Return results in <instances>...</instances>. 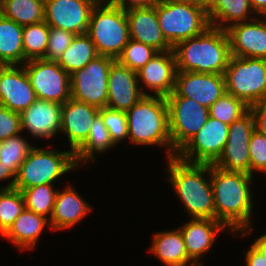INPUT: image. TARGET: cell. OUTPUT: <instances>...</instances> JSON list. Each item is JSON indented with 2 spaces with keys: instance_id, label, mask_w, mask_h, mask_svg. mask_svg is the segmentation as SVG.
<instances>
[{
  "instance_id": "obj_4",
  "label": "cell",
  "mask_w": 266,
  "mask_h": 266,
  "mask_svg": "<svg viewBox=\"0 0 266 266\" xmlns=\"http://www.w3.org/2000/svg\"><path fill=\"white\" fill-rule=\"evenodd\" d=\"M126 116L128 138L131 143L163 146L168 158L176 156L170 139L166 97L144 95L126 111Z\"/></svg>"
},
{
  "instance_id": "obj_26",
  "label": "cell",
  "mask_w": 266,
  "mask_h": 266,
  "mask_svg": "<svg viewBox=\"0 0 266 266\" xmlns=\"http://www.w3.org/2000/svg\"><path fill=\"white\" fill-rule=\"evenodd\" d=\"M46 226L50 228L48 218L25 208L2 236L21 250H30L34 249Z\"/></svg>"
},
{
  "instance_id": "obj_3",
  "label": "cell",
  "mask_w": 266,
  "mask_h": 266,
  "mask_svg": "<svg viewBox=\"0 0 266 266\" xmlns=\"http://www.w3.org/2000/svg\"><path fill=\"white\" fill-rule=\"evenodd\" d=\"M173 51L176 69L182 72L224 75L231 57L226 30L213 26L200 35L178 42Z\"/></svg>"
},
{
  "instance_id": "obj_41",
  "label": "cell",
  "mask_w": 266,
  "mask_h": 266,
  "mask_svg": "<svg viewBox=\"0 0 266 266\" xmlns=\"http://www.w3.org/2000/svg\"><path fill=\"white\" fill-rule=\"evenodd\" d=\"M22 132L21 115L0 105V142Z\"/></svg>"
},
{
  "instance_id": "obj_5",
  "label": "cell",
  "mask_w": 266,
  "mask_h": 266,
  "mask_svg": "<svg viewBox=\"0 0 266 266\" xmlns=\"http://www.w3.org/2000/svg\"><path fill=\"white\" fill-rule=\"evenodd\" d=\"M86 34L99 55L116 60L130 40L126 11L108 0H99L92 9Z\"/></svg>"
},
{
  "instance_id": "obj_17",
  "label": "cell",
  "mask_w": 266,
  "mask_h": 266,
  "mask_svg": "<svg viewBox=\"0 0 266 266\" xmlns=\"http://www.w3.org/2000/svg\"><path fill=\"white\" fill-rule=\"evenodd\" d=\"M37 99L23 65L0 67V105L22 113Z\"/></svg>"
},
{
  "instance_id": "obj_20",
  "label": "cell",
  "mask_w": 266,
  "mask_h": 266,
  "mask_svg": "<svg viewBox=\"0 0 266 266\" xmlns=\"http://www.w3.org/2000/svg\"><path fill=\"white\" fill-rule=\"evenodd\" d=\"M176 59L174 51L158 52L137 71V78L154 96L168 97L175 89Z\"/></svg>"
},
{
  "instance_id": "obj_7",
  "label": "cell",
  "mask_w": 266,
  "mask_h": 266,
  "mask_svg": "<svg viewBox=\"0 0 266 266\" xmlns=\"http://www.w3.org/2000/svg\"><path fill=\"white\" fill-rule=\"evenodd\" d=\"M156 14L162 33L172 47L200 35L210 26L208 12L199 4L157 1Z\"/></svg>"
},
{
  "instance_id": "obj_35",
  "label": "cell",
  "mask_w": 266,
  "mask_h": 266,
  "mask_svg": "<svg viewBox=\"0 0 266 266\" xmlns=\"http://www.w3.org/2000/svg\"><path fill=\"white\" fill-rule=\"evenodd\" d=\"M25 209L21 191L0 189V235L2 236Z\"/></svg>"
},
{
  "instance_id": "obj_31",
  "label": "cell",
  "mask_w": 266,
  "mask_h": 266,
  "mask_svg": "<svg viewBox=\"0 0 266 266\" xmlns=\"http://www.w3.org/2000/svg\"><path fill=\"white\" fill-rule=\"evenodd\" d=\"M98 55L94 43L87 34L76 35L57 62L71 75L73 72L84 68Z\"/></svg>"
},
{
  "instance_id": "obj_9",
  "label": "cell",
  "mask_w": 266,
  "mask_h": 266,
  "mask_svg": "<svg viewBox=\"0 0 266 266\" xmlns=\"http://www.w3.org/2000/svg\"><path fill=\"white\" fill-rule=\"evenodd\" d=\"M114 58L98 55L84 68L70 75L71 98L104 108L108 102V75Z\"/></svg>"
},
{
  "instance_id": "obj_49",
  "label": "cell",
  "mask_w": 266,
  "mask_h": 266,
  "mask_svg": "<svg viewBox=\"0 0 266 266\" xmlns=\"http://www.w3.org/2000/svg\"><path fill=\"white\" fill-rule=\"evenodd\" d=\"M162 3L198 4V0H158Z\"/></svg>"
},
{
  "instance_id": "obj_2",
  "label": "cell",
  "mask_w": 266,
  "mask_h": 266,
  "mask_svg": "<svg viewBox=\"0 0 266 266\" xmlns=\"http://www.w3.org/2000/svg\"><path fill=\"white\" fill-rule=\"evenodd\" d=\"M167 160L169 176L167 179L191 219L211 218L215 220L211 164L189 163L177 156L167 158ZM206 174L210 177L206 178Z\"/></svg>"
},
{
  "instance_id": "obj_42",
  "label": "cell",
  "mask_w": 266,
  "mask_h": 266,
  "mask_svg": "<svg viewBox=\"0 0 266 266\" xmlns=\"http://www.w3.org/2000/svg\"><path fill=\"white\" fill-rule=\"evenodd\" d=\"M255 122V130L266 137V98L249 107Z\"/></svg>"
},
{
  "instance_id": "obj_11",
  "label": "cell",
  "mask_w": 266,
  "mask_h": 266,
  "mask_svg": "<svg viewBox=\"0 0 266 266\" xmlns=\"http://www.w3.org/2000/svg\"><path fill=\"white\" fill-rule=\"evenodd\" d=\"M23 66L37 99L64 104L71 98L70 75L57 61L34 59Z\"/></svg>"
},
{
  "instance_id": "obj_32",
  "label": "cell",
  "mask_w": 266,
  "mask_h": 266,
  "mask_svg": "<svg viewBox=\"0 0 266 266\" xmlns=\"http://www.w3.org/2000/svg\"><path fill=\"white\" fill-rule=\"evenodd\" d=\"M49 32L50 26L45 21L23 26L24 63L45 57Z\"/></svg>"
},
{
  "instance_id": "obj_29",
  "label": "cell",
  "mask_w": 266,
  "mask_h": 266,
  "mask_svg": "<svg viewBox=\"0 0 266 266\" xmlns=\"http://www.w3.org/2000/svg\"><path fill=\"white\" fill-rule=\"evenodd\" d=\"M113 146L116 145L111 140L109 131L104 125L102 117L98 115L92 122L89 135L85 142L74 152L77 167L82 163L87 164L92 160L95 161V152L101 154Z\"/></svg>"
},
{
  "instance_id": "obj_46",
  "label": "cell",
  "mask_w": 266,
  "mask_h": 266,
  "mask_svg": "<svg viewBox=\"0 0 266 266\" xmlns=\"http://www.w3.org/2000/svg\"><path fill=\"white\" fill-rule=\"evenodd\" d=\"M252 10L254 11V15L258 14V16H266V0H249Z\"/></svg>"
},
{
  "instance_id": "obj_36",
  "label": "cell",
  "mask_w": 266,
  "mask_h": 266,
  "mask_svg": "<svg viewBox=\"0 0 266 266\" xmlns=\"http://www.w3.org/2000/svg\"><path fill=\"white\" fill-rule=\"evenodd\" d=\"M249 107L232 94L225 92L209 107V116L227 125L243 116Z\"/></svg>"
},
{
  "instance_id": "obj_48",
  "label": "cell",
  "mask_w": 266,
  "mask_h": 266,
  "mask_svg": "<svg viewBox=\"0 0 266 266\" xmlns=\"http://www.w3.org/2000/svg\"><path fill=\"white\" fill-rule=\"evenodd\" d=\"M217 0H198L200 7L204 8L207 12L215 5Z\"/></svg>"
},
{
  "instance_id": "obj_40",
  "label": "cell",
  "mask_w": 266,
  "mask_h": 266,
  "mask_svg": "<svg viewBox=\"0 0 266 266\" xmlns=\"http://www.w3.org/2000/svg\"><path fill=\"white\" fill-rule=\"evenodd\" d=\"M250 175L253 173H266V137L257 130L252 132L249 143Z\"/></svg>"
},
{
  "instance_id": "obj_34",
  "label": "cell",
  "mask_w": 266,
  "mask_h": 266,
  "mask_svg": "<svg viewBox=\"0 0 266 266\" xmlns=\"http://www.w3.org/2000/svg\"><path fill=\"white\" fill-rule=\"evenodd\" d=\"M34 145L20 135L11 136L0 142V163L15 176Z\"/></svg>"
},
{
  "instance_id": "obj_19",
  "label": "cell",
  "mask_w": 266,
  "mask_h": 266,
  "mask_svg": "<svg viewBox=\"0 0 266 266\" xmlns=\"http://www.w3.org/2000/svg\"><path fill=\"white\" fill-rule=\"evenodd\" d=\"M99 110L73 98L62 104L60 133L67 136L73 153L85 142L92 122L99 115Z\"/></svg>"
},
{
  "instance_id": "obj_47",
  "label": "cell",
  "mask_w": 266,
  "mask_h": 266,
  "mask_svg": "<svg viewBox=\"0 0 266 266\" xmlns=\"http://www.w3.org/2000/svg\"><path fill=\"white\" fill-rule=\"evenodd\" d=\"M259 253L266 259V234L261 235L252 244Z\"/></svg>"
},
{
  "instance_id": "obj_16",
  "label": "cell",
  "mask_w": 266,
  "mask_h": 266,
  "mask_svg": "<svg viewBox=\"0 0 266 266\" xmlns=\"http://www.w3.org/2000/svg\"><path fill=\"white\" fill-rule=\"evenodd\" d=\"M228 26L231 55L266 59V16Z\"/></svg>"
},
{
  "instance_id": "obj_15",
  "label": "cell",
  "mask_w": 266,
  "mask_h": 266,
  "mask_svg": "<svg viewBox=\"0 0 266 266\" xmlns=\"http://www.w3.org/2000/svg\"><path fill=\"white\" fill-rule=\"evenodd\" d=\"M225 92L222 74L177 71L175 89L169 96L187 97L209 108Z\"/></svg>"
},
{
  "instance_id": "obj_23",
  "label": "cell",
  "mask_w": 266,
  "mask_h": 266,
  "mask_svg": "<svg viewBox=\"0 0 266 266\" xmlns=\"http://www.w3.org/2000/svg\"><path fill=\"white\" fill-rule=\"evenodd\" d=\"M228 229L211 218L191 219L180 228L188 256L198 265L203 253H207L216 241L218 232ZM199 261V262H198Z\"/></svg>"
},
{
  "instance_id": "obj_24",
  "label": "cell",
  "mask_w": 266,
  "mask_h": 266,
  "mask_svg": "<svg viewBox=\"0 0 266 266\" xmlns=\"http://www.w3.org/2000/svg\"><path fill=\"white\" fill-rule=\"evenodd\" d=\"M76 192L73 187L57 191L54 210L49 220L50 228L63 230L78 224L91 211V206Z\"/></svg>"
},
{
  "instance_id": "obj_28",
  "label": "cell",
  "mask_w": 266,
  "mask_h": 266,
  "mask_svg": "<svg viewBox=\"0 0 266 266\" xmlns=\"http://www.w3.org/2000/svg\"><path fill=\"white\" fill-rule=\"evenodd\" d=\"M251 12L254 13L249 0H217L208 11V19L210 26L226 29L232 24L254 19L256 16L251 17Z\"/></svg>"
},
{
  "instance_id": "obj_27",
  "label": "cell",
  "mask_w": 266,
  "mask_h": 266,
  "mask_svg": "<svg viewBox=\"0 0 266 266\" xmlns=\"http://www.w3.org/2000/svg\"><path fill=\"white\" fill-rule=\"evenodd\" d=\"M23 26L0 13V65H23Z\"/></svg>"
},
{
  "instance_id": "obj_33",
  "label": "cell",
  "mask_w": 266,
  "mask_h": 266,
  "mask_svg": "<svg viewBox=\"0 0 266 266\" xmlns=\"http://www.w3.org/2000/svg\"><path fill=\"white\" fill-rule=\"evenodd\" d=\"M53 186V184H43L21 191L25 208L43 215L50 220L58 191L54 190L55 188Z\"/></svg>"
},
{
  "instance_id": "obj_45",
  "label": "cell",
  "mask_w": 266,
  "mask_h": 266,
  "mask_svg": "<svg viewBox=\"0 0 266 266\" xmlns=\"http://www.w3.org/2000/svg\"><path fill=\"white\" fill-rule=\"evenodd\" d=\"M8 178H12L11 182H9L8 186L0 187V189L14 188V183H15V175L8 168L3 166L2 163H0V180L3 181Z\"/></svg>"
},
{
  "instance_id": "obj_21",
  "label": "cell",
  "mask_w": 266,
  "mask_h": 266,
  "mask_svg": "<svg viewBox=\"0 0 266 266\" xmlns=\"http://www.w3.org/2000/svg\"><path fill=\"white\" fill-rule=\"evenodd\" d=\"M20 115L22 131L35 138L51 139L61 130L62 104L36 99Z\"/></svg>"
},
{
  "instance_id": "obj_10",
  "label": "cell",
  "mask_w": 266,
  "mask_h": 266,
  "mask_svg": "<svg viewBox=\"0 0 266 266\" xmlns=\"http://www.w3.org/2000/svg\"><path fill=\"white\" fill-rule=\"evenodd\" d=\"M172 149L178 153L209 119V108L182 97H166Z\"/></svg>"
},
{
  "instance_id": "obj_44",
  "label": "cell",
  "mask_w": 266,
  "mask_h": 266,
  "mask_svg": "<svg viewBox=\"0 0 266 266\" xmlns=\"http://www.w3.org/2000/svg\"><path fill=\"white\" fill-rule=\"evenodd\" d=\"M245 254L246 266H266V259L251 245Z\"/></svg>"
},
{
  "instance_id": "obj_8",
  "label": "cell",
  "mask_w": 266,
  "mask_h": 266,
  "mask_svg": "<svg viewBox=\"0 0 266 266\" xmlns=\"http://www.w3.org/2000/svg\"><path fill=\"white\" fill-rule=\"evenodd\" d=\"M224 78L226 92L248 107L266 98V59L231 55Z\"/></svg>"
},
{
  "instance_id": "obj_30",
  "label": "cell",
  "mask_w": 266,
  "mask_h": 266,
  "mask_svg": "<svg viewBox=\"0 0 266 266\" xmlns=\"http://www.w3.org/2000/svg\"><path fill=\"white\" fill-rule=\"evenodd\" d=\"M45 0H0V13L21 26L44 21Z\"/></svg>"
},
{
  "instance_id": "obj_22",
  "label": "cell",
  "mask_w": 266,
  "mask_h": 266,
  "mask_svg": "<svg viewBox=\"0 0 266 266\" xmlns=\"http://www.w3.org/2000/svg\"><path fill=\"white\" fill-rule=\"evenodd\" d=\"M130 38L148 46L158 52L172 50L166 41L159 25L156 14V4L148 8H132L126 10Z\"/></svg>"
},
{
  "instance_id": "obj_38",
  "label": "cell",
  "mask_w": 266,
  "mask_h": 266,
  "mask_svg": "<svg viewBox=\"0 0 266 266\" xmlns=\"http://www.w3.org/2000/svg\"><path fill=\"white\" fill-rule=\"evenodd\" d=\"M104 125L109 131L110 138L116 145L128 138L127 116L125 111L113 110L107 107L99 110Z\"/></svg>"
},
{
  "instance_id": "obj_13",
  "label": "cell",
  "mask_w": 266,
  "mask_h": 266,
  "mask_svg": "<svg viewBox=\"0 0 266 266\" xmlns=\"http://www.w3.org/2000/svg\"><path fill=\"white\" fill-rule=\"evenodd\" d=\"M254 130V117L248 110L229 125L228 139L224 150L213 165L226 171L250 174L249 143Z\"/></svg>"
},
{
  "instance_id": "obj_43",
  "label": "cell",
  "mask_w": 266,
  "mask_h": 266,
  "mask_svg": "<svg viewBox=\"0 0 266 266\" xmlns=\"http://www.w3.org/2000/svg\"><path fill=\"white\" fill-rule=\"evenodd\" d=\"M112 5L126 11L132 8H148L154 6L158 0H108ZM127 1V2H126Z\"/></svg>"
},
{
  "instance_id": "obj_39",
  "label": "cell",
  "mask_w": 266,
  "mask_h": 266,
  "mask_svg": "<svg viewBox=\"0 0 266 266\" xmlns=\"http://www.w3.org/2000/svg\"><path fill=\"white\" fill-rule=\"evenodd\" d=\"M75 36V34L63 29L50 27L48 45L43 59L47 61H58L68 46L72 43Z\"/></svg>"
},
{
  "instance_id": "obj_25",
  "label": "cell",
  "mask_w": 266,
  "mask_h": 266,
  "mask_svg": "<svg viewBox=\"0 0 266 266\" xmlns=\"http://www.w3.org/2000/svg\"><path fill=\"white\" fill-rule=\"evenodd\" d=\"M149 249L166 266H198L187 254L180 227L157 232Z\"/></svg>"
},
{
  "instance_id": "obj_37",
  "label": "cell",
  "mask_w": 266,
  "mask_h": 266,
  "mask_svg": "<svg viewBox=\"0 0 266 266\" xmlns=\"http://www.w3.org/2000/svg\"><path fill=\"white\" fill-rule=\"evenodd\" d=\"M158 51L139 41L130 40L125 45L121 55L116 59L121 65L137 72L144 67Z\"/></svg>"
},
{
  "instance_id": "obj_6",
  "label": "cell",
  "mask_w": 266,
  "mask_h": 266,
  "mask_svg": "<svg viewBox=\"0 0 266 266\" xmlns=\"http://www.w3.org/2000/svg\"><path fill=\"white\" fill-rule=\"evenodd\" d=\"M74 153L33 147L15 176L14 188L23 191L29 187L52 184L56 179L76 168Z\"/></svg>"
},
{
  "instance_id": "obj_14",
  "label": "cell",
  "mask_w": 266,
  "mask_h": 266,
  "mask_svg": "<svg viewBox=\"0 0 266 266\" xmlns=\"http://www.w3.org/2000/svg\"><path fill=\"white\" fill-rule=\"evenodd\" d=\"M99 0H45L44 21L75 35L86 34L93 7Z\"/></svg>"
},
{
  "instance_id": "obj_18",
  "label": "cell",
  "mask_w": 266,
  "mask_h": 266,
  "mask_svg": "<svg viewBox=\"0 0 266 266\" xmlns=\"http://www.w3.org/2000/svg\"><path fill=\"white\" fill-rule=\"evenodd\" d=\"M139 83L137 72L115 60L108 75V102L106 107L126 112L144 95H151L146 90H142Z\"/></svg>"
},
{
  "instance_id": "obj_1",
  "label": "cell",
  "mask_w": 266,
  "mask_h": 266,
  "mask_svg": "<svg viewBox=\"0 0 266 266\" xmlns=\"http://www.w3.org/2000/svg\"><path fill=\"white\" fill-rule=\"evenodd\" d=\"M252 179L250 174L226 171L211 164L215 220L235 234L241 232L242 237L253 231V193L250 189Z\"/></svg>"
},
{
  "instance_id": "obj_12",
  "label": "cell",
  "mask_w": 266,
  "mask_h": 266,
  "mask_svg": "<svg viewBox=\"0 0 266 266\" xmlns=\"http://www.w3.org/2000/svg\"><path fill=\"white\" fill-rule=\"evenodd\" d=\"M228 130L229 125L209 117L176 156L189 163L214 164L224 150Z\"/></svg>"
}]
</instances>
